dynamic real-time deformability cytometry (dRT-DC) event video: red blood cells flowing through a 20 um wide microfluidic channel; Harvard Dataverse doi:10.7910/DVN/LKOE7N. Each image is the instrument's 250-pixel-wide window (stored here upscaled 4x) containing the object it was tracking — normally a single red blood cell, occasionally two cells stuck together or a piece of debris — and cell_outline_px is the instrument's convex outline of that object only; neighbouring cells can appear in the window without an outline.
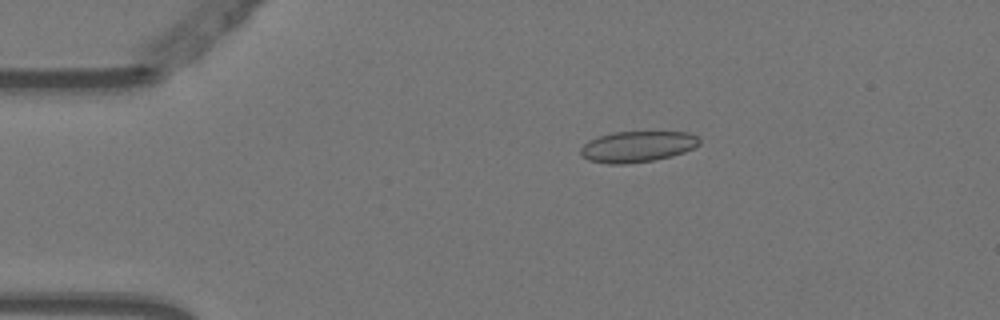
{"species": "Egyptian fruit bat (a non-hibernating species)", "species_latin": "Rousettus aegyptiacus", "temperature_condition": "warm", "stored_images_in_passage": 4, "camera_frame_rate_fps": 3000, "um_per_image_px": 0.085, "animal": {"sex": "female"}, "frame": {"image": 1, "passage_image": 3, "time_ms": 0.667, "image_size_px": [1000, 320], "cell_outline_px": [[700, 144], [684, 152], [672, 156], [652, 160], [624, 164], [608, 164], [588, 160], [580, 152], [580, 148], [588, 140], [612, 132], [688, 132], [696, 136], [700, 140]], "centroid_in_image_um": [54.16, 12.46], "position_along_channel_um": 30.8, "area_um2": 21.33}}